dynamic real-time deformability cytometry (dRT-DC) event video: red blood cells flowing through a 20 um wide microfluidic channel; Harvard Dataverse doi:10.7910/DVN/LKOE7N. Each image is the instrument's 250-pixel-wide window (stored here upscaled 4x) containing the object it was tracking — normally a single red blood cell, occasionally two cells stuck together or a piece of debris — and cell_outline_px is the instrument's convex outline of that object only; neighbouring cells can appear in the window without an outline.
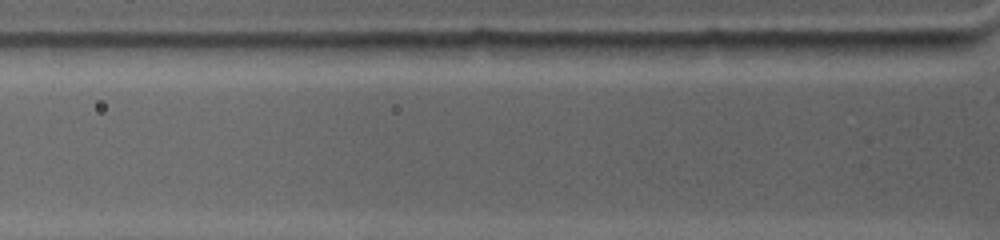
{"species": "common noctule bat (a hibernating species)", "species_latin": "Nyctalus noctula", "temperature_condition": "warm", "stored_images_in_passage": 3, "segment_of_instrument_passage": [1, 2], "camera_frame_rate_fps": 4500, "um_per_image_px": 0.085, "animal": {"sex": "female", "body_mass_g": 19.0, "forearm_length_mm": 53.3}, "frame": {"image": 1, "passage_image": 2, "time_ms": 0.222, "image_size_px": [1000, 240], "cell_outline_px": [[668, 44], [660, 60], [528, 60], [516, 44], [564, 40], [568, 40]], "centroid_in_image_um": [50.3, 4.31], "position_along_channel_um": 75.5, "area_um2": 18.67}}